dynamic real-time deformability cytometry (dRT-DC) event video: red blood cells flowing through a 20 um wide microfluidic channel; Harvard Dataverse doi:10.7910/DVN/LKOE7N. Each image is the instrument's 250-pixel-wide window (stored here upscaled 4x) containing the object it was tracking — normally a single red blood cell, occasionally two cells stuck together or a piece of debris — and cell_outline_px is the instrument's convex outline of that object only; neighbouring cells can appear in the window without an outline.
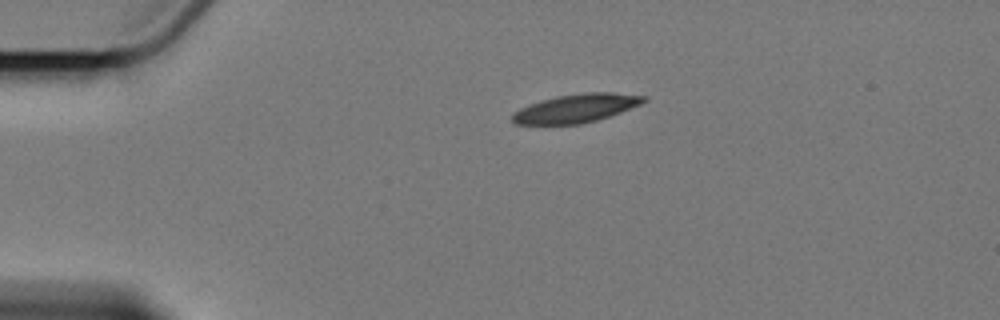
{"species": "Egyptian fruit bat (a non-hibernating species)", "species_latin": "Rousettus aegyptiacus", "temperature_condition": "cold", "stored_images_in_passage": 6, "camera_frame_rate_fps": 3000, "um_per_image_px": 0.085, "animal": {"sex": "female"}, "frame": {"image": 1, "passage_image": 1, "time_ms": 0.0, "image_size_px": [1000, 320], "cell_outline_px": [[648, 100], [640, 104], [620, 112], [596, 120], [580, 124], [516, 124], [512, 120], [512, 116], [520, 108], [528, 104], [540, 100], [556, 96], [584, 92], [612, 92], [648, 96]], "centroid_in_image_um": [48.99, 9.18], "position_along_channel_um": 36.0, "area_um2": 21.73}}
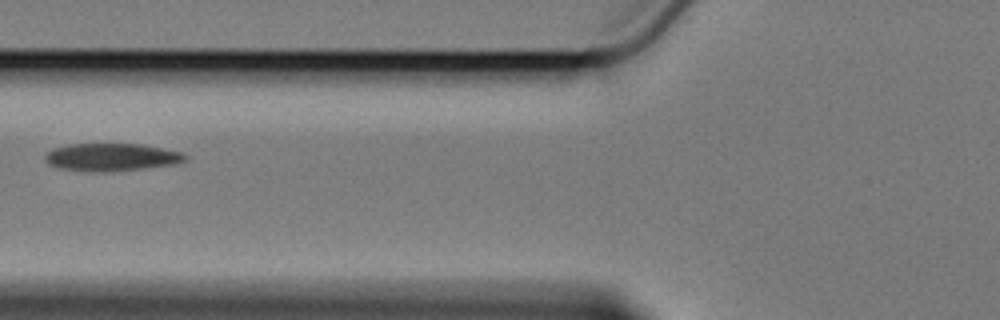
{"frame": {"image": 2, "passage_image": 4, "time_ms": 3.667, "image_size_px": [1000, 320], "cell_outline_px": [[188, 156], [184, 160], [176, 164], [112, 172], [92, 172], [60, 168], [48, 164], [44, 160], [44, 156], [52, 148], [68, 144], [140, 144], [180, 152]], "centroid_in_image_um": [9.42, 13.36], "position_along_channel_um": 116.4, "area_um2": 22.6}}
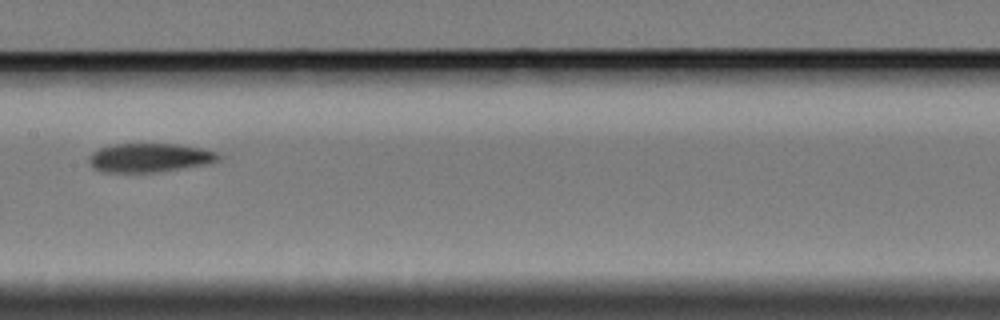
{"frame": {"image": 3, "passage_image": 6, "time_ms": 6.0, "image_size_px": [1000, 320], "cell_outline_px": [[224, 156], [220, 160], [212, 164], [160, 172], [104, 172], [92, 168], [88, 160], [88, 156], [92, 152], [100, 148], [112, 144], [176, 144], [200, 148], [216, 152]], "centroid_in_image_um": [12.76, 13.42], "position_along_channel_um": 194.6, "area_um2": 22.2}}